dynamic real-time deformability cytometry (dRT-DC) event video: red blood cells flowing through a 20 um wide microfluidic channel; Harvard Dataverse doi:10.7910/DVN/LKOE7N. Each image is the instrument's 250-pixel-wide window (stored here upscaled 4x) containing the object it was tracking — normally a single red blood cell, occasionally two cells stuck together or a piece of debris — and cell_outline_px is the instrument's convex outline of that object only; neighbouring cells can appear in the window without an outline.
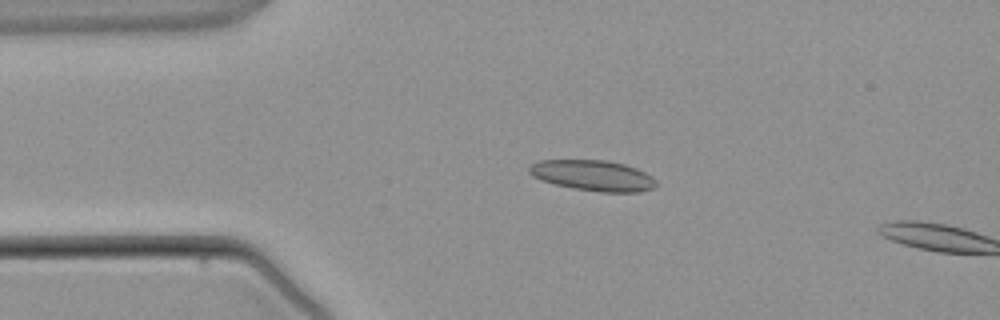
{"species": "common noctule bat (a hibernating species)", "species_latin": "Nyctalus noctula", "temperature_condition": "warm", "stored_images_in_passage": 3, "camera_frame_rate_fps": 3000, "um_per_image_px": 0.085, "animal": {"sex": "male", "body_mass_g": 21.5, "forearm_length_mm": 52.0}, "frame": {"image": 1, "passage_image": 2, "time_ms": 1.333, "image_size_px": [1000, 320], "cell_outline_px": [[656, 184], [652, 188], [636, 192], [600, 192], [572, 188], [540, 180], [532, 176], [528, 172], [528, 168], [532, 164], [540, 160], [608, 160], [624, 164], [636, 168], [652, 176], [656, 180]], "centroid_in_image_um": [50.38, 14.91], "position_along_channel_um": 34.6, "area_um2": 22.66}}